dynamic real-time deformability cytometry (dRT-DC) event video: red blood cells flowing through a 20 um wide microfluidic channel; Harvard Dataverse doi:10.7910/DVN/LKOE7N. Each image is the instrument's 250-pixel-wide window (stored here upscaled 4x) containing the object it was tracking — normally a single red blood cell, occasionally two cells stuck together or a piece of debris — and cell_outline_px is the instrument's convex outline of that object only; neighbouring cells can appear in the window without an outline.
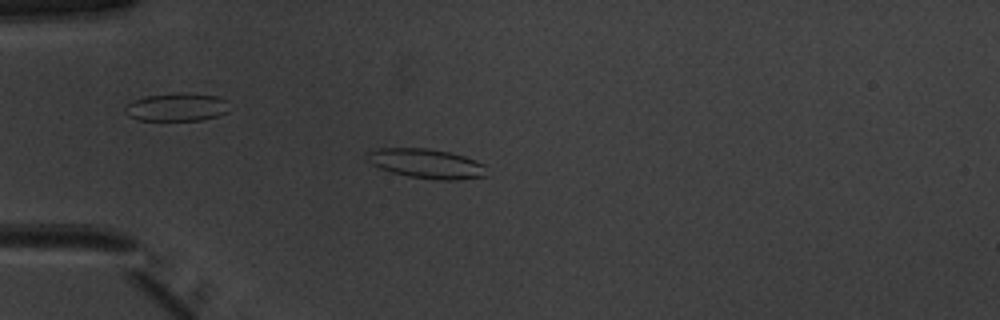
{"species": "common noctule bat (a hibernating species)", "species_latin": "Nyctalus noctula", "temperature_condition": "warm", "stored_images_in_passage": 51, "camera_frame_rate_fps": 3000, "um_per_image_px": 0.085, "animal": {"sex": "male", "body_mass_g": 20.1, "forearm_length_mm": 53.5}, "frame": {"image": 1, "passage_image": 14, "time_ms": 4.333, "image_size_px": [1000, 320], "cell_outline_px": [[488, 176], [456, 180], [440, 180], [408, 176], [392, 172], [380, 168], [372, 164], [364, 156], [364, 152], [376, 148], [428, 148], [448, 152], [464, 156], [476, 160], [484, 164]], "centroid_in_image_um": [36.23, 13.9], "position_along_channel_um": 48.8, "area_um2": 20.75}}
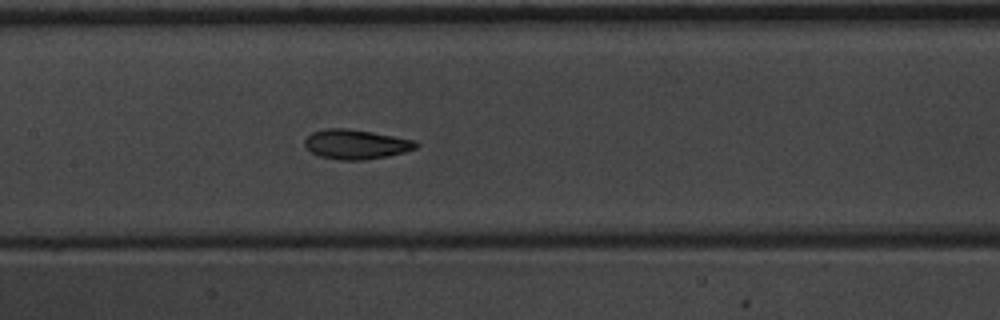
{"frame": {"image": 2, "passage_image": 25, "time_ms": 8.0, "image_size_px": [1000, 320], "cell_outline_px": [[420, 144], [416, 148], [404, 152], [388, 156], [364, 160], [340, 160], [320, 156], [312, 152], [304, 144], [304, 140], [312, 132], [324, 128], [348, 128], [372, 132], [416, 140]], "centroid_in_image_um": [30.28, 12.26], "position_along_channel_um": 177.1, "area_um2": 19.25}}
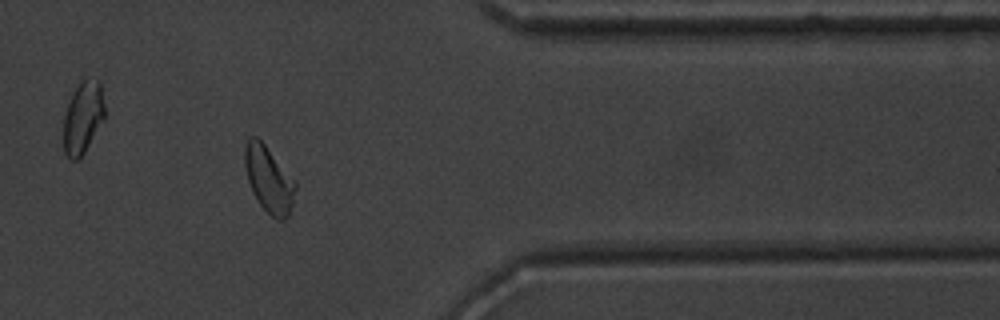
{"frame": {"image": 3, "passage_image": 42, "time_ms": 13.667, "image_size_px": [1000, 320], "cell_outline_px": [[296, 188], [292, 204], [288, 216], [284, 220], [276, 220], [256, 200], [252, 192], [248, 180], [244, 164], [244, 148], [248, 140], [252, 136], [256, 136], [264, 144], [296, 180]], "centroid_in_image_um": [22.85, 15.25], "position_along_channel_um": 388.5, "area_um2": 19.48}, "authors_computed_cell_mechanics": {"area_um2": 19.4208, "velocity_mm_per_s": 3.9869, "shape_relaxation_time_tau1_ms": 3.0222, "shape_relaxation_time_tau2_ms": 1.6235, "deformation_change_tau1": 0.1354, "deformation_change_tau2": 0.0766}}